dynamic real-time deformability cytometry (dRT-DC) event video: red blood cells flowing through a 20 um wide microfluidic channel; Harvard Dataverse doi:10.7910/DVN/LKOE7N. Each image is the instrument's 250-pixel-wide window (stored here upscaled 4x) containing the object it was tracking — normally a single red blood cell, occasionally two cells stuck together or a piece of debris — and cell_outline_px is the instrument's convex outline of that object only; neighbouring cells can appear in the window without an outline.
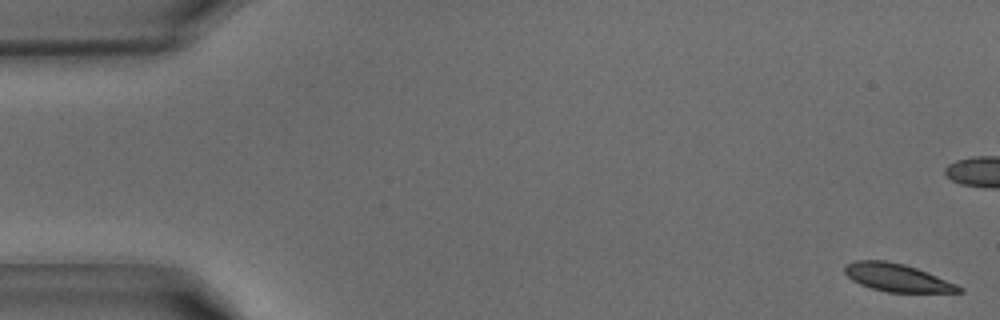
{"species": "common noctule bat (a hibernating species)", "species_latin": "Nyctalus noctula", "temperature_condition": "warm", "stored_images_in_passage": 35, "camera_frame_rate_fps": 3000, "um_per_image_px": 0.085, "animal": {"sex": "male", "body_mass_g": 15.6}, "frame": {"image": 1, "passage_image": 1, "time_ms": 0.0, "image_size_px": [1000, 320], "cell_outline_px": [[964, 292], [888, 292], [872, 288], [860, 284], [852, 280], [844, 272], [844, 264], [856, 260], [884, 260], [904, 264], [916, 268], [956, 284], [964, 288]], "centroid_in_image_um": [76.22, 23.59], "position_along_channel_um": 8.8, "area_um2": 18.38}}
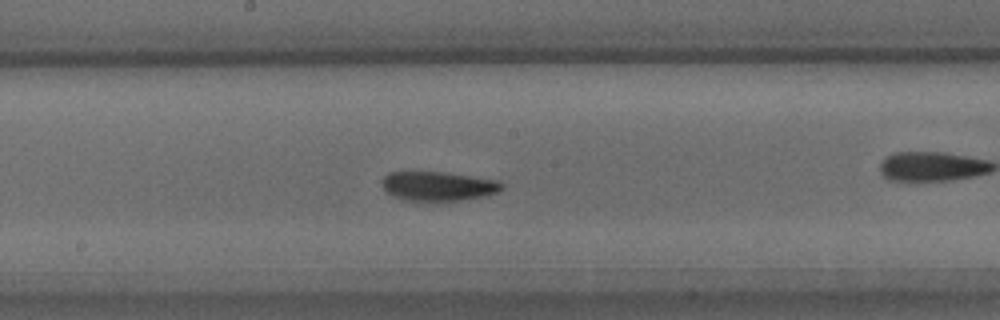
{"frame": {"image": 2, "passage_image": 22, "time_ms": 7.0, "image_size_px": [1000, 320], "cell_outline_px": [[504, 188], [496, 192], [484, 196], [460, 200], [408, 200], [396, 196], [388, 192], [384, 188], [380, 180], [388, 172], [444, 172], [500, 180], [504, 184]], "centroid_in_image_um": [37.28, 15.8], "position_along_channel_um": 210.9, "area_um2": 20.23}}
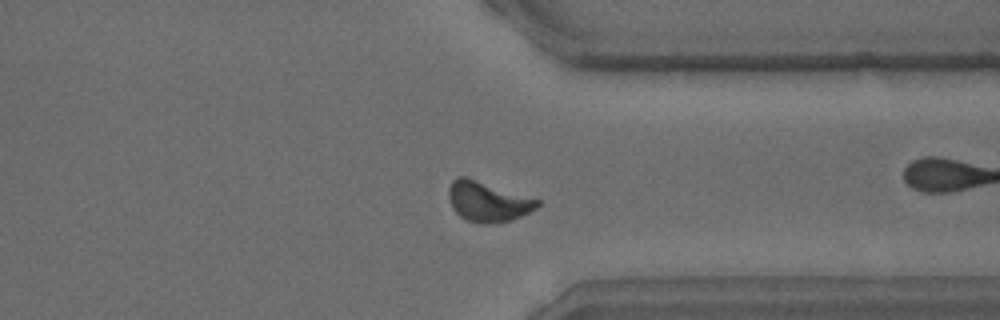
{"frame": {"image": 3, "passage_image": 32, "time_ms": 10.333, "image_size_px": [1000, 320], "cell_outline_px": [[540, 204], [536, 208], [520, 216], [508, 220], [484, 224], [480, 224], [468, 220], [460, 216], [452, 208], [448, 196], [448, 188], [452, 180], [456, 176], [464, 176], [540, 200]], "centroid_in_image_um": [41.41, 17.12], "position_along_channel_um": 370.0, "area_um2": 20.4}}